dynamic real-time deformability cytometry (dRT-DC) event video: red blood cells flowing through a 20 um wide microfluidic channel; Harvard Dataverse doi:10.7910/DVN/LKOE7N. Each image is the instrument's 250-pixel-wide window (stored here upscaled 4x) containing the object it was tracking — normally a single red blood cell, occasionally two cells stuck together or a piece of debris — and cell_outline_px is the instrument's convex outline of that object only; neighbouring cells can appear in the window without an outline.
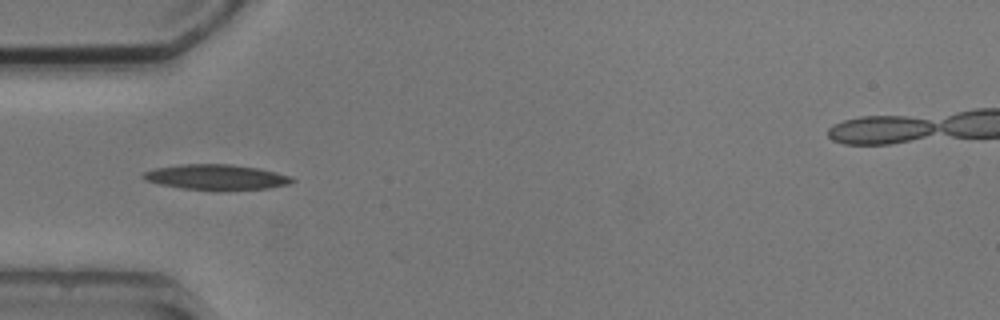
{"species": "common noctule bat (a hibernating species)", "species_latin": "Nyctalus noctula", "temperature_condition": "cold", "stored_images_in_passage": 3, "camera_frame_rate_fps": 3000, "um_per_image_px": 0.085, "animal": {"sex": "male", "body_mass_g": 20.5, "forearm_length_mm": 52.5}, "frame": {"image": 1, "passage_image": 1, "time_ms": 0.0, "image_size_px": [1000, 320], "cell_outline_px": [[296, 180], [288, 184], [268, 188], [220, 192], [216, 192], [180, 188], [160, 184], [144, 180], [140, 176], [144, 172], [152, 168], [180, 164], [232, 164], [260, 168], [292, 176]], "centroid_in_image_um": [18.37, 15.07], "position_along_channel_um": 66.6, "area_um2": 22.77}}